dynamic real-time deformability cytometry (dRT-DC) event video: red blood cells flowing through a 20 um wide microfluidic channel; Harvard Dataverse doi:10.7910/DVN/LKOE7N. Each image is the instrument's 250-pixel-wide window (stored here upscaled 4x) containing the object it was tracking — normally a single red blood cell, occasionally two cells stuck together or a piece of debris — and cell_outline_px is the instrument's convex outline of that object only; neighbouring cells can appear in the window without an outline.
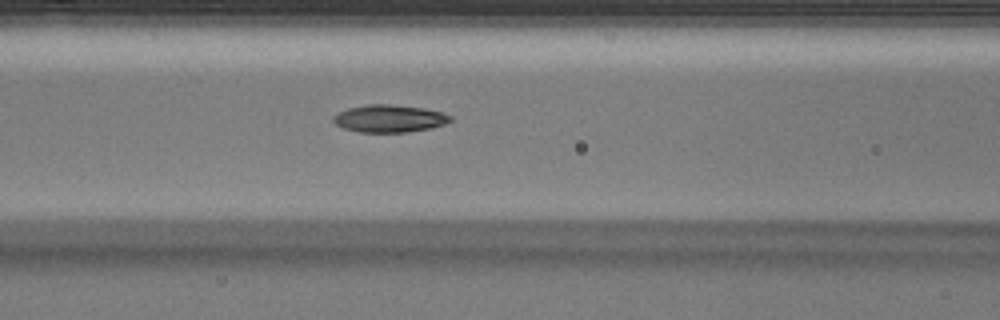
{"species": "Egyptian fruit bat (a non-hibernating species)", "species_latin": "Rousettus aegyptiacus", "temperature_condition": "warm", "stored_images_in_passage": 33, "camera_frame_rate_fps": 3000, "um_per_image_px": 0.085, "animal": {"sex": "male"}, "frame": {"image": 1, "passage_image": 8, "time_ms": 2.333, "image_size_px": [1000, 320], "cell_outline_px": [[452, 120], [444, 124], [432, 128], [404, 132], [360, 132], [344, 128], [336, 124], [332, 120], [332, 116], [348, 108], [368, 104], [388, 104], [424, 108], [444, 112], [452, 116]], "centroid_in_image_um": [33.12, 10.07], "position_along_channel_um": 133.5, "area_um2": 18.73}}
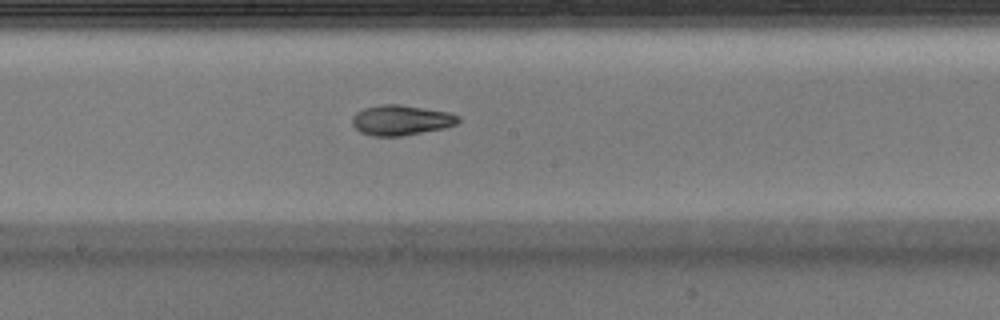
{"frame": {"image": 2, "passage_image": 14, "time_ms": 4.333, "image_size_px": [1000, 320], "cell_outline_px": [[460, 120], [456, 124], [444, 128], [400, 136], [372, 136], [360, 132], [352, 124], [352, 116], [356, 112], [364, 108], [380, 104], [400, 104], [452, 112], [460, 116]], "centroid_in_image_um": [34.1, 10.2], "position_along_channel_um": 214.1, "area_um2": 18.84}}
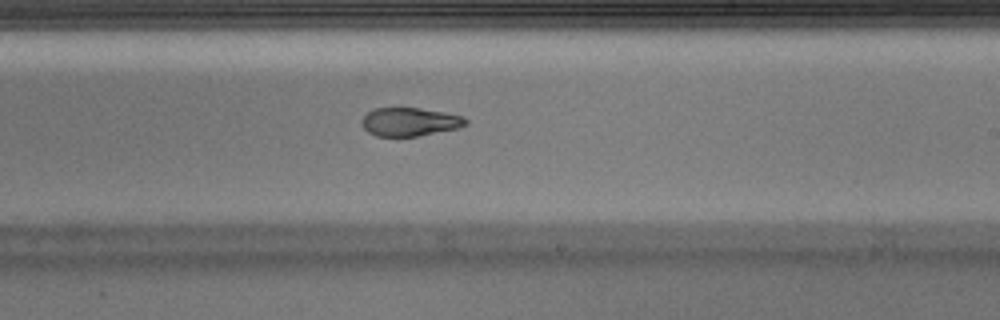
{"frame": {"image": 3, "passage_image": 17, "time_ms": 5.333, "image_size_px": [1000, 320], "cell_outline_px": [[468, 124], [460, 128], [416, 136], [376, 136], [368, 132], [360, 124], [360, 120], [372, 108], [420, 108], [444, 112], [464, 116], [468, 120]], "centroid_in_image_um": [34.83, 10.35], "position_along_channel_um": 254.2, "area_um2": 17.4}, "authors_computed_cell_mechanics": {"area_um2": 18.8428, "velocity_mm_per_s": 4.0335, "shape_relaxation_time_tau1_ms": 5.6586, "shape_relaxation_time_tau2_ms": 4.2096, "deformation_change_tau1": 0.1995, "deformation_change_tau2": 0.1245}}